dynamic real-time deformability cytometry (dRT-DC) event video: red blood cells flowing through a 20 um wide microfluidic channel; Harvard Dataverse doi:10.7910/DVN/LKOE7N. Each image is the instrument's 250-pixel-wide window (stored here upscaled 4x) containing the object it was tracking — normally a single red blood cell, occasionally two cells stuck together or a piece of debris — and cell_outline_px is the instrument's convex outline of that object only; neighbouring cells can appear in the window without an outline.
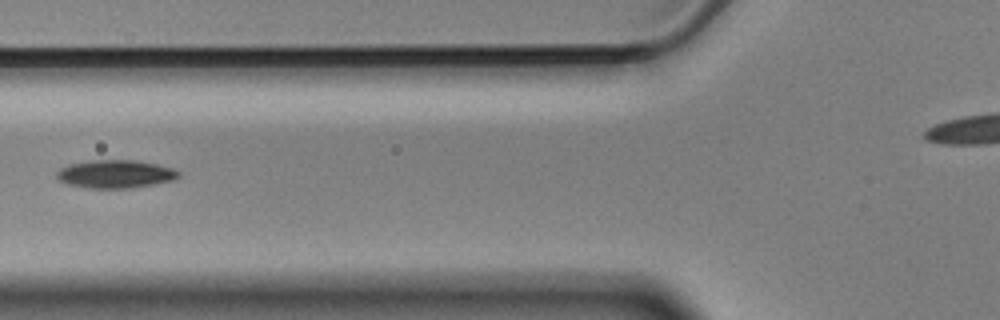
{"species": "Egyptian fruit bat (a non-hibernating species)", "species_latin": "Rousettus aegyptiacus", "temperature_condition": "cold", "stored_images_in_passage": 7, "segment_of_instrument_passage": [1, 2], "camera_frame_rate_fps": 3000, "um_per_image_px": 0.085, "animal": {"sex": "male"}, "frame": {"image": 1, "passage_image": 2, "time_ms": 0.333, "image_size_px": [1000, 320], "cell_outline_px": [[180, 176], [172, 180], [152, 184], [128, 188], [88, 188], [68, 184], [60, 180], [56, 176], [56, 172], [60, 168], [68, 164], [92, 160], [132, 160], [156, 164], [172, 168], [180, 172]], "centroid_in_image_um": [9.78, 14.79], "position_along_channel_um": 116.0, "area_um2": 19.77}}
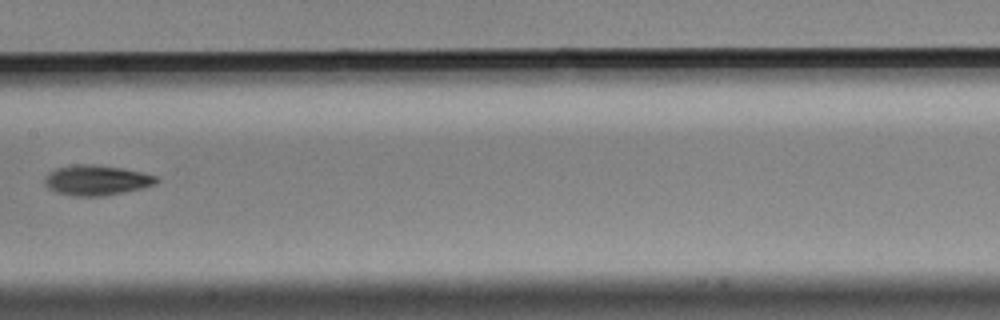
{"frame": {"image": 2, "passage_image": 4, "time_ms": 1.0, "image_size_px": [1000, 320], "cell_outline_px": [[160, 180], [156, 184], [144, 188], [104, 196], [72, 196], [56, 192], [48, 188], [44, 184], [44, 180], [48, 172], [56, 168], [76, 164], [92, 164], [120, 168], [140, 172], [156, 176]], "centroid_in_image_um": [8.19, 15.33], "position_along_channel_um": 199.2, "area_um2": 19.71}}
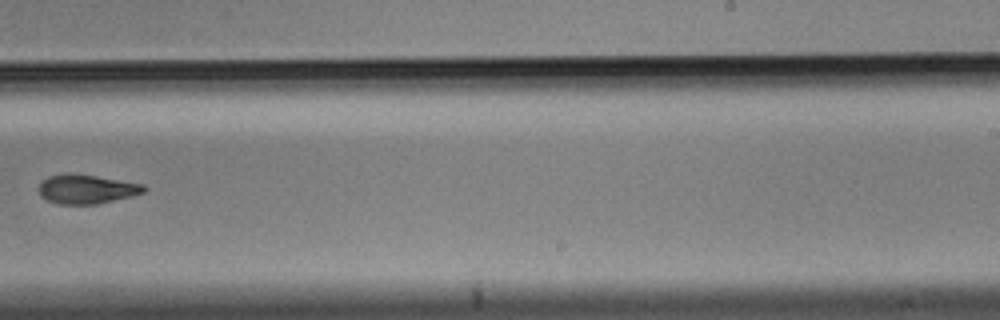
{"frame": {"image": 3, "passage_image": 6, "time_ms": 1.667, "image_size_px": [1000, 320], "cell_outline_px": [[148, 188], [144, 192], [132, 196], [96, 204], [60, 204], [48, 200], [40, 196], [40, 184], [48, 176], [64, 172], [68, 172], [96, 176], [144, 184]], "centroid_in_image_um": [7.37, 16.06], "position_along_channel_um": 281.6, "area_um2": 17.86}}